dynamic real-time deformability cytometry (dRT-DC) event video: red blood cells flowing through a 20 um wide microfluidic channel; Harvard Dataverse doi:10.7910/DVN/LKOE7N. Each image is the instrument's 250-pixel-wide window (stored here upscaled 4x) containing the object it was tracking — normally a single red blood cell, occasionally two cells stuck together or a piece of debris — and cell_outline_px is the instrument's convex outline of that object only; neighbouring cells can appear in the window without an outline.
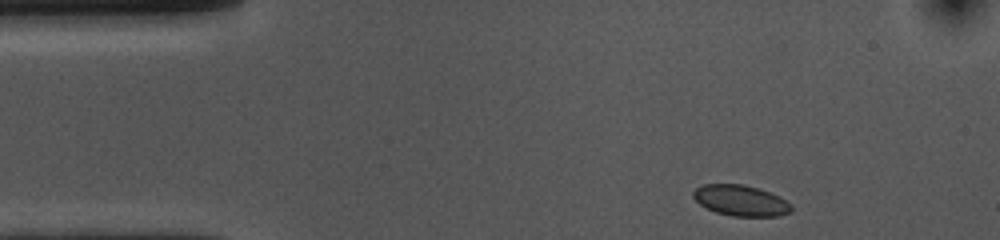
{"species": "common noctule bat (a hibernating species)", "species_latin": "Nyctalus noctula", "temperature_condition": "cold", "stored_images_in_passage": 40, "camera_frame_rate_fps": 3000, "um_per_image_px": 0.085, "animal": {"sex": "female", "body_mass_g": 10.0, "forearm_length_mm": 53.1}, "frame": {"image": 1, "passage_image": 1, "time_ms": 0.0, "image_size_px": [1000, 240], "cell_outline_px": [[792, 212], [780, 216], [732, 216], [716, 212], [700, 204], [692, 196], [692, 192], [696, 188], [704, 184], [744, 184], [760, 188], [780, 196], [792, 204]], "centroid_in_image_um": [63.01, 17.04], "position_along_channel_um": 22.0, "area_um2": 17.8}}
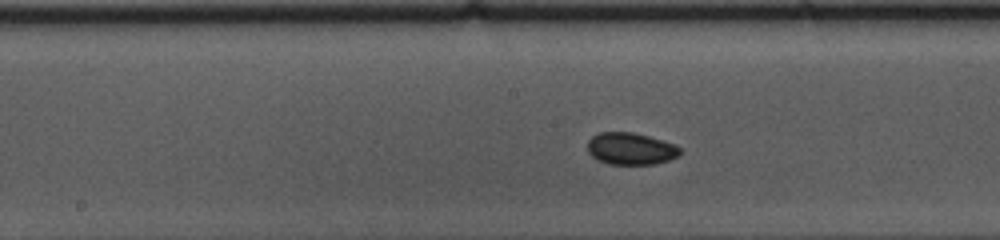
{"frame": {"image": 2, "passage_image": 20, "time_ms": 6.333, "image_size_px": [1000, 240], "cell_outline_px": [[684, 152], [680, 156], [656, 164], [608, 164], [596, 160], [588, 152], [588, 140], [592, 136], [600, 132], [632, 132], [648, 136], [672, 144], [680, 148]], "centroid_in_image_um": [53.61, 12.65], "position_along_channel_um": 194.6, "area_um2": 17.34}}
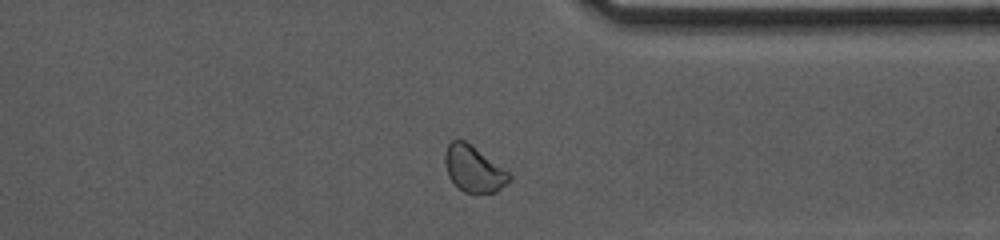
{"frame": {"image": 3, "passage_image": 35, "time_ms": 11.333, "image_size_px": [1000, 240], "cell_outline_px": [[512, 176], [496, 192], [476, 196], [464, 192], [448, 176], [444, 164], [444, 152], [448, 144], [456, 136], [464, 140], [508, 172]], "centroid_in_image_um": [40.2, 14.37], "position_along_channel_um": 371.2, "area_um2": 17.34}, "authors_computed_cell_mechanics": {"area_um2": 17.5712, "velocity_mm_per_s": 3.6331, "shape_relaxation_time_tau1_ms": null, "shape_relaxation_time_tau2_ms": 3.7338, "deformation_change_tau1": null, "deformation_change_tau2": 0.0515}}